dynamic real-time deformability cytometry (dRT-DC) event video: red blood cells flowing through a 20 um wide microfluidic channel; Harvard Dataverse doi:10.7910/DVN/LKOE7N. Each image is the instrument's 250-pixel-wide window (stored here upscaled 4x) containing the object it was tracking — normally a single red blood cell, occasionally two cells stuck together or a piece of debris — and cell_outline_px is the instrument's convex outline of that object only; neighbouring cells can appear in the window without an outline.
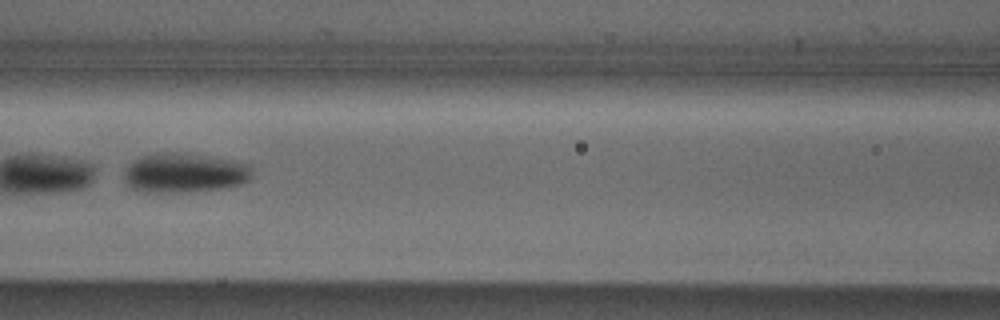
{"species": "Egyptian fruit bat (a non-hibernating species)", "species_latin": "Rousettus aegyptiacus", "temperature_condition": "cold", "stored_images_in_passage": 6, "camera_frame_rate_fps": 3000, "um_per_image_px": 0.085, "animal": {"sex": "male"}, "frame": {"image": 1, "passage_image": 6, "time_ms": 1.667, "image_size_px": [1000, 320], "cell_outline_px": [[252, 172], [248, 180], [240, 184], [224, 188], [184, 192], [136, 192], [128, 188], [124, 184], [124, 168], [132, 160], [140, 156], [160, 152], [188, 152], [232, 160], [248, 164], [252, 168]], "centroid_in_image_um": [15.59, 14.69], "position_along_channel_um": 151.0, "area_um2": 30.23}}